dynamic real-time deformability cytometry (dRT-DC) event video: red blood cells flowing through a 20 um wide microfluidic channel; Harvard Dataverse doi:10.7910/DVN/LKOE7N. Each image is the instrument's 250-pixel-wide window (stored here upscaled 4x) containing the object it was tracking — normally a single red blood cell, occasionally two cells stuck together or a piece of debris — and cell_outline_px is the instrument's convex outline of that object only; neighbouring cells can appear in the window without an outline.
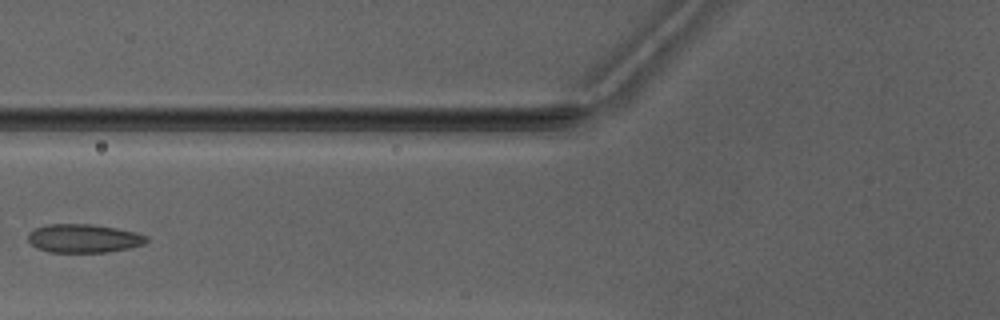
{"species": "Egyptian fruit bat (a non-hibernating species)", "species_latin": "Rousettus aegyptiacus", "temperature_condition": "warm", "stored_images_in_passage": 4, "camera_frame_rate_fps": 3000, "um_per_image_px": 0.085, "animal": {"sex": "male"}, "frame": {"image": 1, "passage_image": 4, "time_ms": 3.333, "image_size_px": [1000, 320], "cell_outline_px": [[148, 240], [144, 244], [128, 248], [108, 252], [48, 252], [32, 244], [28, 240], [28, 232], [36, 228], [48, 224], [92, 224], [116, 228], [136, 232], [148, 236]], "centroid_in_image_um": [7.13, 20.26], "position_along_channel_um": 118.7, "area_um2": 19.65}}